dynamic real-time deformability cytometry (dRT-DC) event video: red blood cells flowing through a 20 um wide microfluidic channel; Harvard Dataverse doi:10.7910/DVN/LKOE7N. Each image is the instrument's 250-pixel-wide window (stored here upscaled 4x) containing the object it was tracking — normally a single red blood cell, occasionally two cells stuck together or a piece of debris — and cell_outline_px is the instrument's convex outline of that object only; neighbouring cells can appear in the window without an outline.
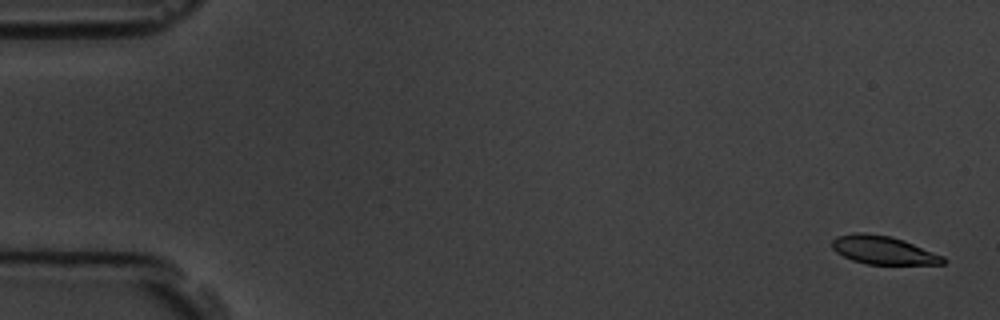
{"species": "common noctule bat (a hibernating species)", "species_latin": "Nyctalus noctula", "temperature_condition": "room temperature", "stored_images_in_passage": 10, "camera_frame_rate_fps": 3000, "um_per_image_px": 0.085, "animal": {"sex": "male", "body_mass_g": 19.5, "forearm_length_mm": 54.6}, "frame": {"image": 1, "passage_image": 1, "time_ms": 0.0, "image_size_px": [1000, 320], "cell_outline_px": [[948, 260], [944, 264], [868, 264], [852, 260], [836, 252], [832, 248], [832, 240], [836, 236], [852, 232], [864, 232], [892, 236], [904, 240], [944, 256]], "centroid_in_image_um": [75.08, 21.24], "position_along_channel_um": 9.9, "area_um2": 18.5}}
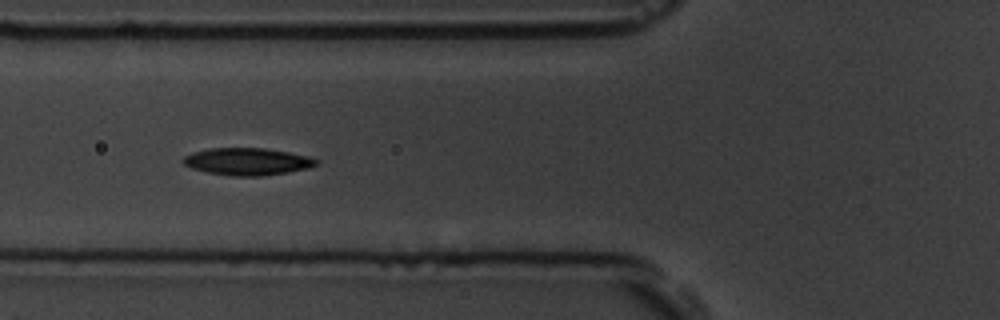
{"frame": {"image": 2, "passage_image": 6, "time_ms": 6.333, "image_size_px": [1000, 320], "cell_outline_px": [[320, 164], [308, 168], [288, 172], [260, 176], [232, 176], [208, 172], [192, 168], [184, 164], [184, 156], [192, 152], [208, 148], [264, 148], [288, 152], [308, 156], [320, 160]], "centroid_in_image_um": [21.06, 13.73], "position_along_channel_um": 104.7, "area_um2": 21.1}}
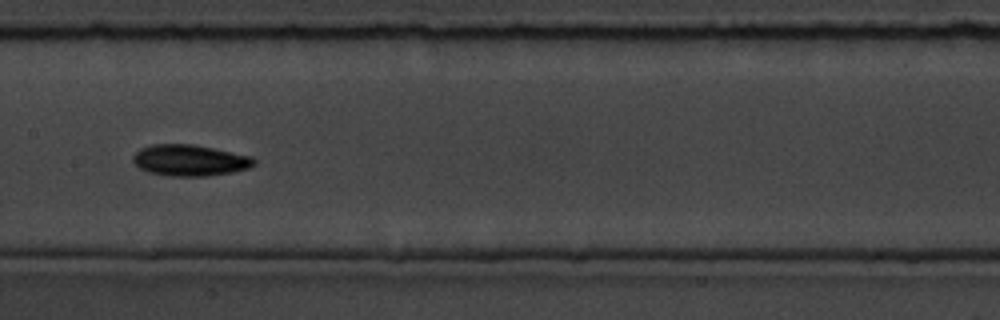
{"frame": {"image": 3, "passage_image": 8, "time_ms": 8.667, "image_size_px": [1000, 320], "cell_outline_px": [[256, 164], [248, 168], [232, 172], [208, 176], [168, 176], [148, 172], [140, 168], [132, 160], [132, 156], [140, 148], [152, 144], [192, 144], [252, 156], [256, 160]], "centroid_in_image_um": [16.13, 13.63], "position_along_channel_um": 191.3, "area_um2": 22.08}}